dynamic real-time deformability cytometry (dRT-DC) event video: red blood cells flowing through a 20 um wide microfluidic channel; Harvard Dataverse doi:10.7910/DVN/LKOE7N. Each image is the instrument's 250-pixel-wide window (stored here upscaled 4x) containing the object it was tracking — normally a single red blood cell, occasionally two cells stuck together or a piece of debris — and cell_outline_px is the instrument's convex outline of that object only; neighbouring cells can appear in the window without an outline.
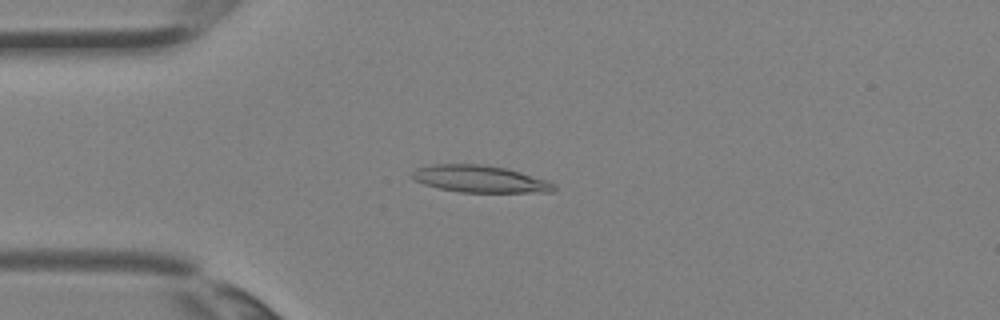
{"species": "Egyptian fruit bat (a non-hibernating species)", "species_latin": "Rousettus aegyptiacus", "temperature_condition": "room temperature", "stored_images_in_passage": 3, "camera_frame_rate_fps": 3000, "um_per_image_px": 0.085, "animal": {"sex": "female"}, "frame": {"image": 1, "passage_image": 3, "time_ms": 0.667, "image_size_px": [1000, 320], "cell_outline_px": [[556, 188], [552, 192], [460, 192], [440, 188], [424, 184], [408, 176], [416, 168], [432, 164], [480, 164], [508, 168], [548, 180], [556, 184]], "centroid_in_image_um": [40.81, 15.2], "position_along_channel_um": 44.2, "area_um2": 22.48}}